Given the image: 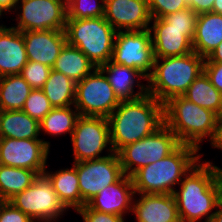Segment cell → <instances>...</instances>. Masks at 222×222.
I'll return each mask as SVG.
<instances>
[{
	"mask_svg": "<svg viewBox=\"0 0 222 222\" xmlns=\"http://www.w3.org/2000/svg\"><path fill=\"white\" fill-rule=\"evenodd\" d=\"M204 161L200 158L173 192L181 222H210L222 199V168Z\"/></svg>",
	"mask_w": 222,
	"mask_h": 222,
	"instance_id": "cell-1",
	"label": "cell"
},
{
	"mask_svg": "<svg viewBox=\"0 0 222 222\" xmlns=\"http://www.w3.org/2000/svg\"><path fill=\"white\" fill-rule=\"evenodd\" d=\"M110 142L117 153L127 144L153 134L164 124L163 104L150 94L121 101L107 117Z\"/></svg>",
	"mask_w": 222,
	"mask_h": 222,
	"instance_id": "cell-2",
	"label": "cell"
},
{
	"mask_svg": "<svg viewBox=\"0 0 222 222\" xmlns=\"http://www.w3.org/2000/svg\"><path fill=\"white\" fill-rule=\"evenodd\" d=\"M188 144H180L171 154L146 165L132 176L135 194H173L184 175L203 156Z\"/></svg>",
	"mask_w": 222,
	"mask_h": 222,
	"instance_id": "cell-3",
	"label": "cell"
},
{
	"mask_svg": "<svg viewBox=\"0 0 222 222\" xmlns=\"http://www.w3.org/2000/svg\"><path fill=\"white\" fill-rule=\"evenodd\" d=\"M163 116L164 124L175 133L181 144L192 145L200 151L201 143L208 139L211 144L216 137L219 116L184 96L165 102Z\"/></svg>",
	"mask_w": 222,
	"mask_h": 222,
	"instance_id": "cell-4",
	"label": "cell"
},
{
	"mask_svg": "<svg viewBox=\"0 0 222 222\" xmlns=\"http://www.w3.org/2000/svg\"><path fill=\"white\" fill-rule=\"evenodd\" d=\"M204 62L205 58L194 51L183 56L155 58L152 73L147 77V93L162 104L183 96L204 71Z\"/></svg>",
	"mask_w": 222,
	"mask_h": 222,
	"instance_id": "cell-5",
	"label": "cell"
},
{
	"mask_svg": "<svg viewBox=\"0 0 222 222\" xmlns=\"http://www.w3.org/2000/svg\"><path fill=\"white\" fill-rule=\"evenodd\" d=\"M64 31L67 44L81 50L96 67L111 60L117 31L104 16L67 18Z\"/></svg>",
	"mask_w": 222,
	"mask_h": 222,
	"instance_id": "cell-6",
	"label": "cell"
},
{
	"mask_svg": "<svg viewBox=\"0 0 222 222\" xmlns=\"http://www.w3.org/2000/svg\"><path fill=\"white\" fill-rule=\"evenodd\" d=\"M181 143L165 124L153 134L122 147L118 152L123 173L132 176L140 168L171 154Z\"/></svg>",
	"mask_w": 222,
	"mask_h": 222,
	"instance_id": "cell-7",
	"label": "cell"
},
{
	"mask_svg": "<svg viewBox=\"0 0 222 222\" xmlns=\"http://www.w3.org/2000/svg\"><path fill=\"white\" fill-rule=\"evenodd\" d=\"M9 202L35 222H56L68 211L44 173L39 174L28 188L16 194Z\"/></svg>",
	"mask_w": 222,
	"mask_h": 222,
	"instance_id": "cell-8",
	"label": "cell"
},
{
	"mask_svg": "<svg viewBox=\"0 0 222 222\" xmlns=\"http://www.w3.org/2000/svg\"><path fill=\"white\" fill-rule=\"evenodd\" d=\"M120 102L99 67L76 83L74 107L80 116L107 118Z\"/></svg>",
	"mask_w": 222,
	"mask_h": 222,
	"instance_id": "cell-9",
	"label": "cell"
},
{
	"mask_svg": "<svg viewBox=\"0 0 222 222\" xmlns=\"http://www.w3.org/2000/svg\"><path fill=\"white\" fill-rule=\"evenodd\" d=\"M17 21L11 26L18 31L64 30L67 22L66 0H18Z\"/></svg>",
	"mask_w": 222,
	"mask_h": 222,
	"instance_id": "cell-10",
	"label": "cell"
},
{
	"mask_svg": "<svg viewBox=\"0 0 222 222\" xmlns=\"http://www.w3.org/2000/svg\"><path fill=\"white\" fill-rule=\"evenodd\" d=\"M70 138L73 163L106 157L101 156L105 150L108 155L113 153L106 117L80 116Z\"/></svg>",
	"mask_w": 222,
	"mask_h": 222,
	"instance_id": "cell-11",
	"label": "cell"
},
{
	"mask_svg": "<svg viewBox=\"0 0 222 222\" xmlns=\"http://www.w3.org/2000/svg\"><path fill=\"white\" fill-rule=\"evenodd\" d=\"M154 52L149 29L118 31L111 61L139 70L146 78L152 73Z\"/></svg>",
	"mask_w": 222,
	"mask_h": 222,
	"instance_id": "cell-12",
	"label": "cell"
},
{
	"mask_svg": "<svg viewBox=\"0 0 222 222\" xmlns=\"http://www.w3.org/2000/svg\"><path fill=\"white\" fill-rule=\"evenodd\" d=\"M50 144L44 139L0 138V164L43 174L47 169Z\"/></svg>",
	"mask_w": 222,
	"mask_h": 222,
	"instance_id": "cell-13",
	"label": "cell"
},
{
	"mask_svg": "<svg viewBox=\"0 0 222 222\" xmlns=\"http://www.w3.org/2000/svg\"><path fill=\"white\" fill-rule=\"evenodd\" d=\"M77 175L82 200L87 203L104 187L117 182L123 175L117 153L106 157L77 162Z\"/></svg>",
	"mask_w": 222,
	"mask_h": 222,
	"instance_id": "cell-14",
	"label": "cell"
},
{
	"mask_svg": "<svg viewBox=\"0 0 222 222\" xmlns=\"http://www.w3.org/2000/svg\"><path fill=\"white\" fill-rule=\"evenodd\" d=\"M149 31L155 58L183 56L193 52L195 28L170 27L162 18H152Z\"/></svg>",
	"mask_w": 222,
	"mask_h": 222,
	"instance_id": "cell-15",
	"label": "cell"
},
{
	"mask_svg": "<svg viewBox=\"0 0 222 222\" xmlns=\"http://www.w3.org/2000/svg\"><path fill=\"white\" fill-rule=\"evenodd\" d=\"M104 18L117 32L149 29L152 20L147 0H105Z\"/></svg>",
	"mask_w": 222,
	"mask_h": 222,
	"instance_id": "cell-16",
	"label": "cell"
},
{
	"mask_svg": "<svg viewBox=\"0 0 222 222\" xmlns=\"http://www.w3.org/2000/svg\"><path fill=\"white\" fill-rule=\"evenodd\" d=\"M135 196L132 178L124 174L117 182L104 187L86 205L99 212L124 217L132 213Z\"/></svg>",
	"mask_w": 222,
	"mask_h": 222,
	"instance_id": "cell-17",
	"label": "cell"
},
{
	"mask_svg": "<svg viewBox=\"0 0 222 222\" xmlns=\"http://www.w3.org/2000/svg\"><path fill=\"white\" fill-rule=\"evenodd\" d=\"M29 61L52 68L67 43L64 30H36L22 32Z\"/></svg>",
	"mask_w": 222,
	"mask_h": 222,
	"instance_id": "cell-18",
	"label": "cell"
},
{
	"mask_svg": "<svg viewBox=\"0 0 222 222\" xmlns=\"http://www.w3.org/2000/svg\"><path fill=\"white\" fill-rule=\"evenodd\" d=\"M132 214L136 222H181L173 194H135Z\"/></svg>",
	"mask_w": 222,
	"mask_h": 222,
	"instance_id": "cell-19",
	"label": "cell"
},
{
	"mask_svg": "<svg viewBox=\"0 0 222 222\" xmlns=\"http://www.w3.org/2000/svg\"><path fill=\"white\" fill-rule=\"evenodd\" d=\"M107 77L120 101L136 100L147 94V78L136 69L113 63L111 60L99 67ZM135 86L138 91L135 92Z\"/></svg>",
	"mask_w": 222,
	"mask_h": 222,
	"instance_id": "cell-20",
	"label": "cell"
},
{
	"mask_svg": "<svg viewBox=\"0 0 222 222\" xmlns=\"http://www.w3.org/2000/svg\"><path fill=\"white\" fill-rule=\"evenodd\" d=\"M28 62L21 31L12 27L0 28V77L21 74Z\"/></svg>",
	"mask_w": 222,
	"mask_h": 222,
	"instance_id": "cell-21",
	"label": "cell"
},
{
	"mask_svg": "<svg viewBox=\"0 0 222 222\" xmlns=\"http://www.w3.org/2000/svg\"><path fill=\"white\" fill-rule=\"evenodd\" d=\"M44 174L51 181L60 202L67 210L76 211L86 204L80 194L77 162L73 163L70 169L67 167L54 172L45 170Z\"/></svg>",
	"mask_w": 222,
	"mask_h": 222,
	"instance_id": "cell-22",
	"label": "cell"
},
{
	"mask_svg": "<svg viewBox=\"0 0 222 222\" xmlns=\"http://www.w3.org/2000/svg\"><path fill=\"white\" fill-rule=\"evenodd\" d=\"M222 42V15L213 12L198 14L193 51L206 58Z\"/></svg>",
	"mask_w": 222,
	"mask_h": 222,
	"instance_id": "cell-23",
	"label": "cell"
},
{
	"mask_svg": "<svg viewBox=\"0 0 222 222\" xmlns=\"http://www.w3.org/2000/svg\"><path fill=\"white\" fill-rule=\"evenodd\" d=\"M40 122L22 110H1L0 138L42 139Z\"/></svg>",
	"mask_w": 222,
	"mask_h": 222,
	"instance_id": "cell-24",
	"label": "cell"
},
{
	"mask_svg": "<svg viewBox=\"0 0 222 222\" xmlns=\"http://www.w3.org/2000/svg\"><path fill=\"white\" fill-rule=\"evenodd\" d=\"M95 68L96 66L81 50L67 43L52 66L53 70L63 73L75 83L83 80Z\"/></svg>",
	"mask_w": 222,
	"mask_h": 222,
	"instance_id": "cell-25",
	"label": "cell"
},
{
	"mask_svg": "<svg viewBox=\"0 0 222 222\" xmlns=\"http://www.w3.org/2000/svg\"><path fill=\"white\" fill-rule=\"evenodd\" d=\"M33 88L20 75L0 77V110H22Z\"/></svg>",
	"mask_w": 222,
	"mask_h": 222,
	"instance_id": "cell-26",
	"label": "cell"
},
{
	"mask_svg": "<svg viewBox=\"0 0 222 222\" xmlns=\"http://www.w3.org/2000/svg\"><path fill=\"white\" fill-rule=\"evenodd\" d=\"M183 96L192 103L212 110L221 117L222 93L212 85L204 71L191 83Z\"/></svg>",
	"mask_w": 222,
	"mask_h": 222,
	"instance_id": "cell-27",
	"label": "cell"
},
{
	"mask_svg": "<svg viewBox=\"0 0 222 222\" xmlns=\"http://www.w3.org/2000/svg\"><path fill=\"white\" fill-rule=\"evenodd\" d=\"M41 90L53 108L74 106L76 83L61 72L51 69Z\"/></svg>",
	"mask_w": 222,
	"mask_h": 222,
	"instance_id": "cell-28",
	"label": "cell"
},
{
	"mask_svg": "<svg viewBox=\"0 0 222 222\" xmlns=\"http://www.w3.org/2000/svg\"><path fill=\"white\" fill-rule=\"evenodd\" d=\"M38 175L34 170L0 164V198L9 201L28 188Z\"/></svg>",
	"mask_w": 222,
	"mask_h": 222,
	"instance_id": "cell-29",
	"label": "cell"
},
{
	"mask_svg": "<svg viewBox=\"0 0 222 222\" xmlns=\"http://www.w3.org/2000/svg\"><path fill=\"white\" fill-rule=\"evenodd\" d=\"M79 117L80 114L74 106L54 107L40 121V132L50 137H59L64 134H69L71 137Z\"/></svg>",
	"mask_w": 222,
	"mask_h": 222,
	"instance_id": "cell-30",
	"label": "cell"
},
{
	"mask_svg": "<svg viewBox=\"0 0 222 222\" xmlns=\"http://www.w3.org/2000/svg\"><path fill=\"white\" fill-rule=\"evenodd\" d=\"M67 18L85 19L104 16L105 0H66Z\"/></svg>",
	"mask_w": 222,
	"mask_h": 222,
	"instance_id": "cell-31",
	"label": "cell"
},
{
	"mask_svg": "<svg viewBox=\"0 0 222 222\" xmlns=\"http://www.w3.org/2000/svg\"><path fill=\"white\" fill-rule=\"evenodd\" d=\"M53 106L41 89H33L26 99L22 111L37 121H41Z\"/></svg>",
	"mask_w": 222,
	"mask_h": 222,
	"instance_id": "cell-32",
	"label": "cell"
},
{
	"mask_svg": "<svg viewBox=\"0 0 222 222\" xmlns=\"http://www.w3.org/2000/svg\"><path fill=\"white\" fill-rule=\"evenodd\" d=\"M51 69V67L40 62L28 60L20 75L33 89H41L45 85Z\"/></svg>",
	"mask_w": 222,
	"mask_h": 222,
	"instance_id": "cell-33",
	"label": "cell"
},
{
	"mask_svg": "<svg viewBox=\"0 0 222 222\" xmlns=\"http://www.w3.org/2000/svg\"><path fill=\"white\" fill-rule=\"evenodd\" d=\"M147 2L152 18H162L188 8L185 0H147Z\"/></svg>",
	"mask_w": 222,
	"mask_h": 222,
	"instance_id": "cell-34",
	"label": "cell"
},
{
	"mask_svg": "<svg viewBox=\"0 0 222 222\" xmlns=\"http://www.w3.org/2000/svg\"><path fill=\"white\" fill-rule=\"evenodd\" d=\"M197 17L198 14L188 7L184 10L168 14L162 17V19L170 24V27L195 28Z\"/></svg>",
	"mask_w": 222,
	"mask_h": 222,
	"instance_id": "cell-35",
	"label": "cell"
},
{
	"mask_svg": "<svg viewBox=\"0 0 222 222\" xmlns=\"http://www.w3.org/2000/svg\"><path fill=\"white\" fill-rule=\"evenodd\" d=\"M83 222H125L126 217H122L116 214H108L99 212L94 209H90L86 204L76 210Z\"/></svg>",
	"mask_w": 222,
	"mask_h": 222,
	"instance_id": "cell-36",
	"label": "cell"
},
{
	"mask_svg": "<svg viewBox=\"0 0 222 222\" xmlns=\"http://www.w3.org/2000/svg\"><path fill=\"white\" fill-rule=\"evenodd\" d=\"M0 222H35L28 215L16 208L9 201H5L0 211Z\"/></svg>",
	"mask_w": 222,
	"mask_h": 222,
	"instance_id": "cell-37",
	"label": "cell"
},
{
	"mask_svg": "<svg viewBox=\"0 0 222 222\" xmlns=\"http://www.w3.org/2000/svg\"><path fill=\"white\" fill-rule=\"evenodd\" d=\"M204 72L212 85L222 93V63H204Z\"/></svg>",
	"mask_w": 222,
	"mask_h": 222,
	"instance_id": "cell-38",
	"label": "cell"
},
{
	"mask_svg": "<svg viewBox=\"0 0 222 222\" xmlns=\"http://www.w3.org/2000/svg\"><path fill=\"white\" fill-rule=\"evenodd\" d=\"M185 2L197 14L212 12L214 4V0H185Z\"/></svg>",
	"mask_w": 222,
	"mask_h": 222,
	"instance_id": "cell-39",
	"label": "cell"
},
{
	"mask_svg": "<svg viewBox=\"0 0 222 222\" xmlns=\"http://www.w3.org/2000/svg\"><path fill=\"white\" fill-rule=\"evenodd\" d=\"M204 63H222V42L205 58Z\"/></svg>",
	"mask_w": 222,
	"mask_h": 222,
	"instance_id": "cell-40",
	"label": "cell"
},
{
	"mask_svg": "<svg viewBox=\"0 0 222 222\" xmlns=\"http://www.w3.org/2000/svg\"><path fill=\"white\" fill-rule=\"evenodd\" d=\"M18 0H0V10L3 14H12L14 13L16 4Z\"/></svg>",
	"mask_w": 222,
	"mask_h": 222,
	"instance_id": "cell-41",
	"label": "cell"
},
{
	"mask_svg": "<svg viewBox=\"0 0 222 222\" xmlns=\"http://www.w3.org/2000/svg\"><path fill=\"white\" fill-rule=\"evenodd\" d=\"M214 149L222 150V120L218 121L217 134L214 141L210 144Z\"/></svg>",
	"mask_w": 222,
	"mask_h": 222,
	"instance_id": "cell-42",
	"label": "cell"
},
{
	"mask_svg": "<svg viewBox=\"0 0 222 222\" xmlns=\"http://www.w3.org/2000/svg\"><path fill=\"white\" fill-rule=\"evenodd\" d=\"M216 209L210 222H222V199L218 202Z\"/></svg>",
	"mask_w": 222,
	"mask_h": 222,
	"instance_id": "cell-43",
	"label": "cell"
},
{
	"mask_svg": "<svg viewBox=\"0 0 222 222\" xmlns=\"http://www.w3.org/2000/svg\"><path fill=\"white\" fill-rule=\"evenodd\" d=\"M212 12L222 15V0H214Z\"/></svg>",
	"mask_w": 222,
	"mask_h": 222,
	"instance_id": "cell-44",
	"label": "cell"
},
{
	"mask_svg": "<svg viewBox=\"0 0 222 222\" xmlns=\"http://www.w3.org/2000/svg\"><path fill=\"white\" fill-rule=\"evenodd\" d=\"M2 15H4V14H3L2 11L0 10V19H1ZM4 26H6V25H3V23H0V28H1V27H4Z\"/></svg>",
	"mask_w": 222,
	"mask_h": 222,
	"instance_id": "cell-45",
	"label": "cell"
},
{
	"mask_svg": "<svg viewBox=\"0 0 222 222\" xmlns=\"http://www.w3.org/2000/svg\"><path fill=\"white\" fill-rule=\"evenodd\" d=\"M4 202H5V201L0 198V211H1V207H2V205H3Z\"/></svg>",
	"mask_w": 222,
	"mask_h": 222,
	"instance_id": "cell-46",
	"label": "cell"
}]
</instances>
